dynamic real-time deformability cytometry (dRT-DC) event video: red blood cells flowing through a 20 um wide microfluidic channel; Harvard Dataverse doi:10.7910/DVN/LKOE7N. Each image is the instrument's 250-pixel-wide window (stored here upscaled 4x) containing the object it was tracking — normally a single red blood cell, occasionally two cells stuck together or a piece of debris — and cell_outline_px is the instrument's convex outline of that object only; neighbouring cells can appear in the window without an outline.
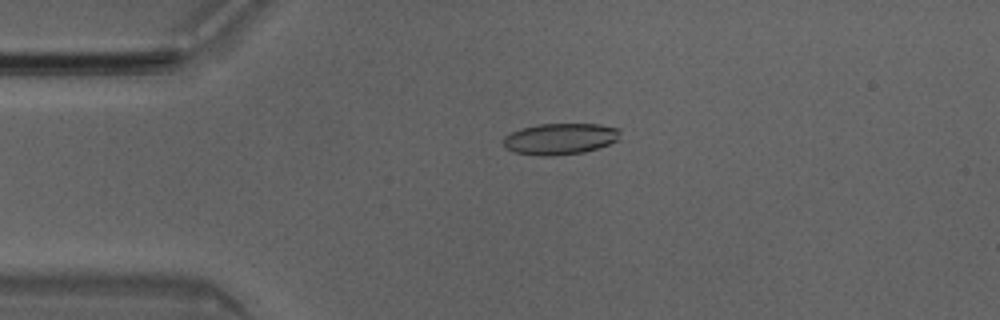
{"species": "Egyptian fruit bat (a non-hibernating species)", "species_latin": "Rousettus aegyptiacus", "temperature_condition": "room temperature", "stored_images_in_passage": 46, "camera_frame_rate_fps": 3000, "um_per_image_px": 0.085, "animal": {"sex": "male"}, "frame": {"image": 1, "passage_image": 11, "time_ms": 3.333, "image_size_px": [1000, 320], "cell_outline_px": [[620, 140], [584, 152], [552, 156], [544, 156], [516, 152], [504, 148], [500, 140], [504, 136], [520, 128], [540, 124], [600, 124], [620, 128]], "centroid_in_image_um": [47.6, 11.79], "position_along_channel_um": 37.4, "area_um2": 21.5}}
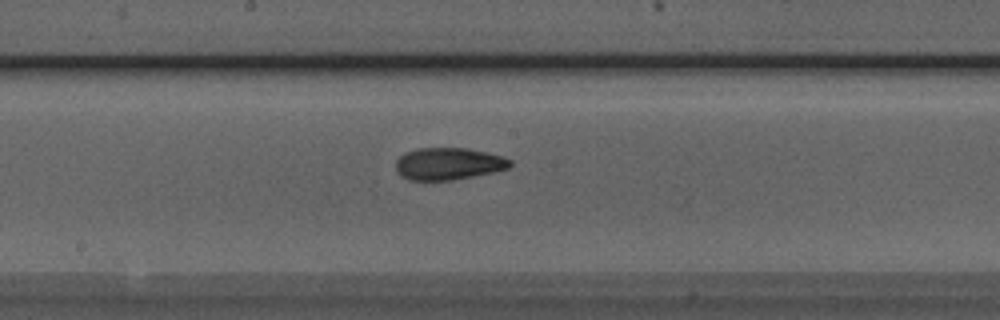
{"frame": {"image": 2, "passage_image": 26, "time_ms": 8.333, "image_size_px": [1000, 320], "cell_outline_px": [[512, 164], [508, 168], [492, 172], [452, 180], [408, 180], [400, 176], [396, 172], [396, 160], [404, 152], [416, 148], [468, 148], [504, 156], [512, 160]], "centroid_in_image_um": [38.09, 13.91], "position_along_channel_um": 210.1, "area_um2": 21.56}}
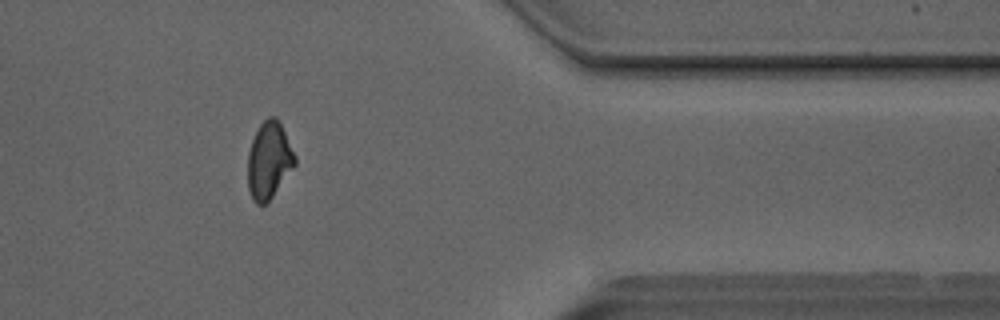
{"frame": {"image": 3, "passage_image": 41, "time_ms": 13.333, "image_size_px": [1000, 320], "cell_outline_px": [[296, 164], [272, 196], [264, 204], [256, 204], [252, 200], [248, 188], [248, 152], [252, 140], [260, 124], [268, 116], [276, 116], [280, 120], [296, 156]], "centroid_in_image_um": [22.87, 13.59], "position_along_channel_um": 388.5, "area_um2": 21.15}, "authors_computed_cell_mechanics": {"area_um2": 21.4149, "velocity_mm_per_s": 4.042, "shape_relaxation_time_tau1_ms": 8.4852, "shape_relaxation_time_tau2_ms": 2.0236, "deformation_change_tau1": 0.2081, "deformation_change_tau2": 0.082}}